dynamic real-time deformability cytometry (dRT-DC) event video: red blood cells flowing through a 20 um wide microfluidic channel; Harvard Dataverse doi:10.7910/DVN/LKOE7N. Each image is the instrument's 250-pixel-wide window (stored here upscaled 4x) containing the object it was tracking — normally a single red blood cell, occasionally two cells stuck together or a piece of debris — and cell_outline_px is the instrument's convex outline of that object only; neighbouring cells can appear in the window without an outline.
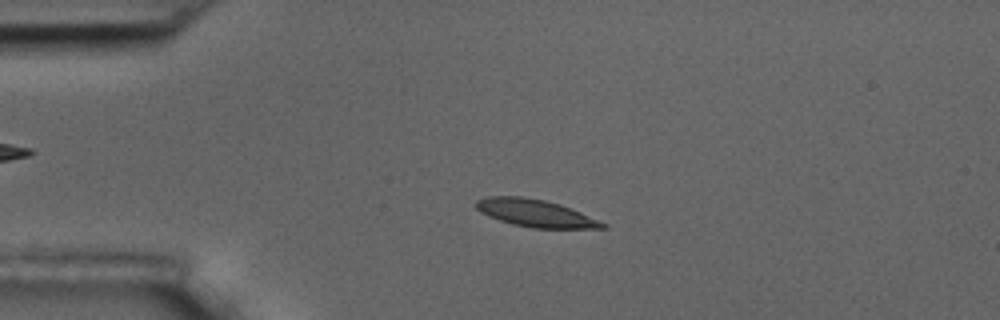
{"species": "common noctule bat (a hibernating species)", "species_latin": "Nyctalus noctula", "temperature_condition": "room temperature", "stored_images_in_passage": 53, "camera_frame_rate_fps": 3000, "um_per_image_px": 0.085, "animal": {"sex": "male", "body_mass_g": 17.5, "forearm_length_mm": 52.3}, "frame": {"image": 1, "passage_image": 10, "time_ms": 3.0, "image_size_px": [1000, 320], "cell_outline_px": [[608, 228], [532, 228], [512, 224], [500, 220], [480, 212], [472, 204], [476, 200], [488, 196], [520, 196], [544, 200], [560, 204], [580, 212], [608, 224]], "centroid_in_image_um": [45.48, 18.11], "position_along_channel_um": 39.5, "area_um2": 20.17}}
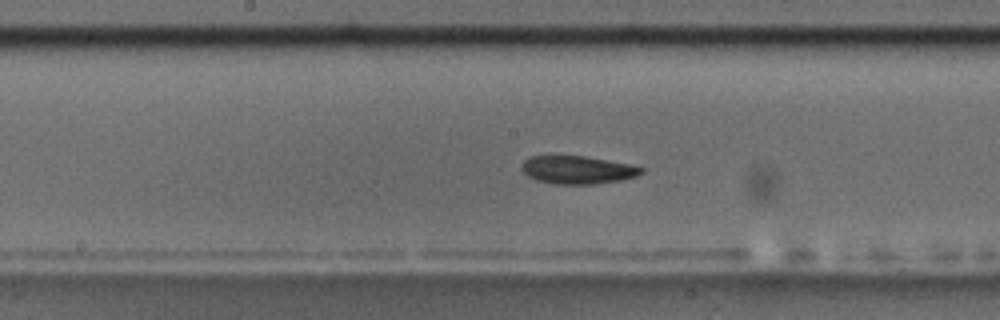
{"frame": {"image": 2, "passage_image": 26, "time_ms": 8.333, "image_size_px": [1000, 320], "cell_outline_px": [[644, 172], [636, 176], [620, 180], [592, 184], [556, 184], [536, 180], [528, 176], [520, 168], [520, 164], [528, 156], [584, 156], [628, 164], [644, 168]], "centroid_in_image_um": [49.04, 14.44], "position_along_channel_um": 199.2, "area_um2": 19.42}}
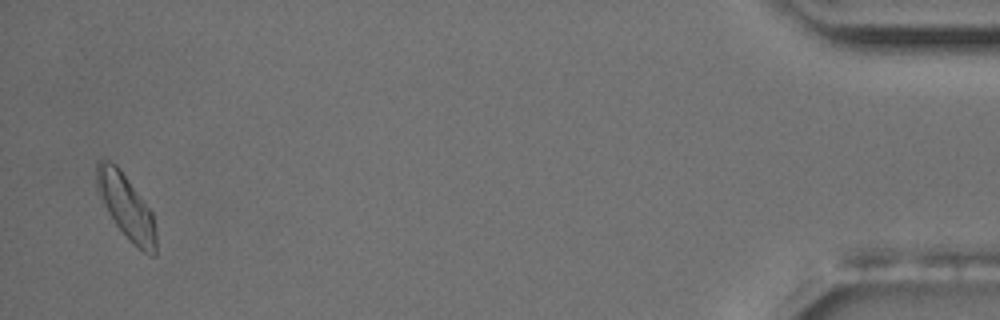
{"frame": {"image": 3, "passage_image": 52, "time_ms": 17.0, "image_size_px": [1000, 320], "cell_outline_px": [[156, 256], [152, 256], [144, 252], [128, 240], [116, 224], [108, 212], [96, 192], [96, 160], [104, 156], [116, 164], [120, 168], [152, 212], [156, 232]], "centroid_in_image_um": [10.69, 17.5], "position_along_channel_um": 424.5, "area_um2": 22.6}, "authors_computed_cell_mechanics": {"area_um2": 20.1144, "velocity_mm_per_s": 3.5662, "shape_relaxation_time_tau1_ms": 5.4261, "shape_relaxation_time_tau2_ms": 5.7577, "deformation_change_tau1": 0.1223, "deformation_change_tau2": 0.1113}}